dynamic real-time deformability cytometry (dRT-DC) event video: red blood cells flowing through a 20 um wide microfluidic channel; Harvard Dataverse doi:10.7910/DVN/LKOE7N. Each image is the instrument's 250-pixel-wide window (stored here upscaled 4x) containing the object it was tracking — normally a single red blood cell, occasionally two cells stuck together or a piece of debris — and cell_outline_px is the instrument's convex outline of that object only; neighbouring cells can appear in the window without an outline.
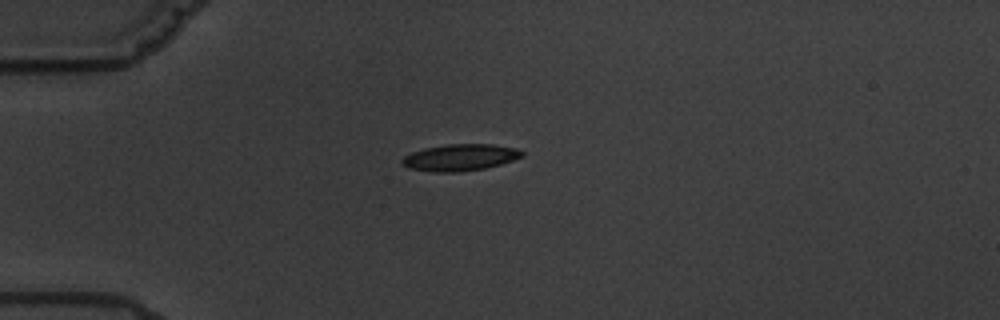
{"species": "common noctule bat (a hibernating species)", "species_latin": "Nyctalus noctula", "temperature_condition": "warm", "stored_images_in_passage": 2, "camera_frame_rate_fps": 3000, "um_per_image_px": 0.085, "animal": {"sex": "male", "body_mass_g": 19.5, "forearm_length_mm": 54.6}, "frame": {"image": 1, "passage_image": 1, "time_ms": 0.0, "image_size_px": [1000, 320], "cell_outline_px": [[524, 156], [500, 164], [484, 168], [456, 172], [432, 172], [408, 168], [400, 164], [400, 160], [404, 156], [412, 152], [424, 148], [448, 144], [492, 144], [516, 148], [524, 152]], "centroid_in_image_um": [39.07, 13.38], "position_along_channel_um": 45.9, "area_um2": 18.67}}